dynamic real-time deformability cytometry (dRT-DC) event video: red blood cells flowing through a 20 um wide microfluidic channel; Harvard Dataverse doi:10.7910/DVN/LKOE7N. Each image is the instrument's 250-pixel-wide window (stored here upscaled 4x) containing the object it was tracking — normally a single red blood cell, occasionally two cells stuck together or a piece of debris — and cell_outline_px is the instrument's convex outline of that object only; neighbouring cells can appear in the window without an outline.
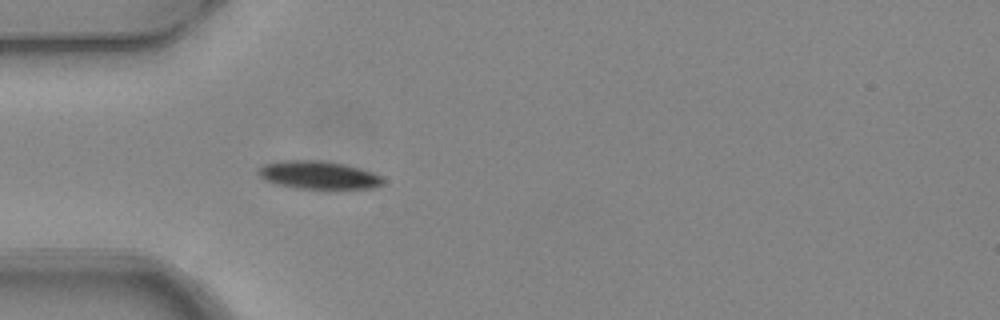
{"species": "common noctule bat (a hibernating species)", "species_latin": "Nyctalus noctula", "temperature_condition": "warm", "stored_images_in_passage": 3, "camera_frame_rate_fps": 3000, "um_per_image_px": 0.085, "animal": {"sex": "female", "body_mass_g": 24.6, "forearm_length_mm": 56.2}, "frame": {"image": 1, "passage_image": 3, "time_ms": 0.667, "image_size_px": [1000, 320], "cell_outline_px": [[384, 184], [372, 188], [296, 188], [276, 184], [264, 180], [256, 172], [256, 168], [264, 164], [284, 160], [320, 160], [344, 164], [360, 168], [384, 176]], "centroid_in_image_um": [27.05, 14.87], "position_along_channel_um": 57.9, "area_um2": 20.46}}